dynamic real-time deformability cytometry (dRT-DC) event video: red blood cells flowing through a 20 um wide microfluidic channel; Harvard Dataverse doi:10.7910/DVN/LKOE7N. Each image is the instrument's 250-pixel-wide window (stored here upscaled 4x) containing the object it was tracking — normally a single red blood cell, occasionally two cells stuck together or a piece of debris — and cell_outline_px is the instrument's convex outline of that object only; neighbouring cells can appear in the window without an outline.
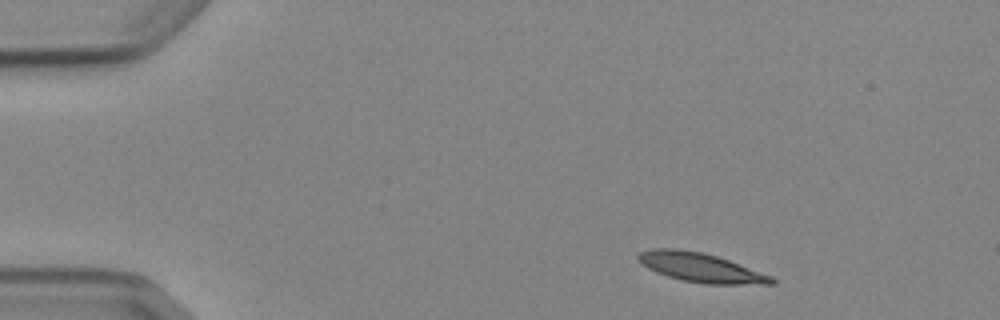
{"species": "Egyptian fruit bat (a non-hibernating species)", "species_latin": "Rousettus aegyptiacus", "temperature_condition": "cold", "stored_images_in_passage": 4, "camera_frame_rate_fps": 3000, "um_per_image_px": 0.085, "animal": {"sex": "female"}, "frame": {"image": 1, "passage_image": 1, "time_ms": 0.0, "image_size_px": [1000, 320], "cell_outline_px": [[776, 284], [704, 284], [684, 280], [668, 276], [656, 272], [648, 268], [636, 260], [636, 256], [640, 252], [652, 248], [676, 248], [704, 252], [728, 260], [772, 276], [776, 280]], "centroid_in_image_um": [59.53, 22.73], "position_along_channel_um": 25.5, "area_um2": 22.66}}
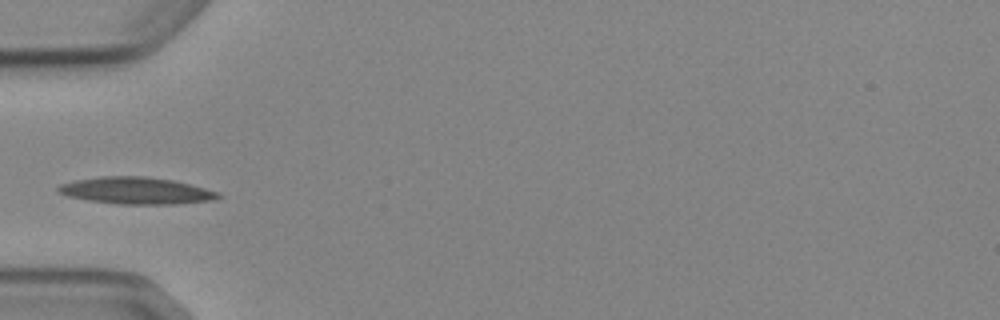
{"frame": {"image": 2, "passage_image": 4, "time_ms": 3.333, "image_size_px": [1000, 320], "cell_outline_px": [[224, 196], [216, 200], [176, 204], [120, 204], [88, 200], [68, 196], [56, 192], [56, 188], [60, 184], [72, 180], [100, 176], [144, 176], [172, 180], [220, 192]], "centroid_in_image_um": [11.57, 16.2], "position_along_channel_um": 73.4, "area_um2": 25.26}}